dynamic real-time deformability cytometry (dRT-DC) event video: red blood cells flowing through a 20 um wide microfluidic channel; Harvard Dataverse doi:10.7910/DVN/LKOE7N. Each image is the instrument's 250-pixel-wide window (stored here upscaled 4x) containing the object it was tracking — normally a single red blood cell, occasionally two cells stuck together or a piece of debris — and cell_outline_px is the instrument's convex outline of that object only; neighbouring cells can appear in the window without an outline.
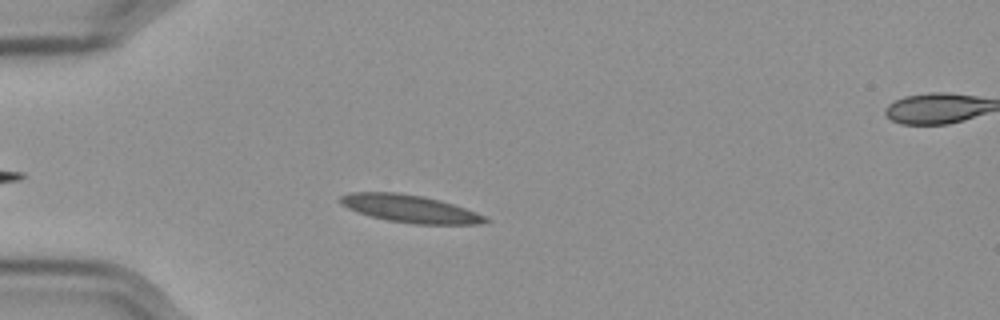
{"species": "Egyptian fruit bat (a non-hibernating species)", "species_latin": "Rousettus aegyptiacus", "temperature_condition": "cold", "stored_images_in_passage": 49, "camera_frame_rate_fps": 3000, "um_per_image_px": 0.085, "frame": {"image": 1, "passage_image": 8, "time_ms": 2.333, "image_size_px": [1000, 320], "cell_outline_px": [[492, 220], [488, 224], [412, 224], [388, 220], [356, 212], [340, 204], [336, 200], [340, 196], [348, 192], [396, 192], [424, 196], [440, 200], [476, 212]], "centroid_in_image_um": [34.83, 17.74], "position_along_channel_um": 50.2, "area_um2": 23.52}}
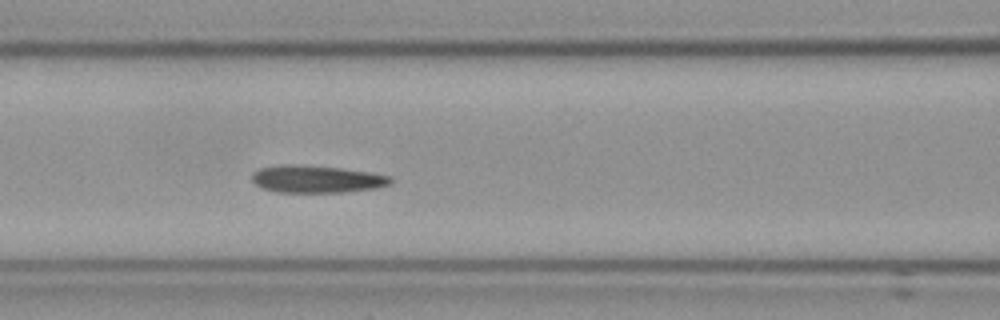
{"frame": {"image": 2, "passage_image": 17, "time_ms": 5.333, "image_size_px": [1000, 320], "cell_outline_px": [[392, 184], [376, 188], [344, 192], [276, 192], [260, 188], [252, 180], [252, 172], [260, 168], [276, 164], [296, 164], [340, 168], [372, 172], [388, 176], [392, 180]], "centroid_in_image_um": [26.87, 15.21], "position_along_channel_um": 139.7, "area_um2": 22.31}}
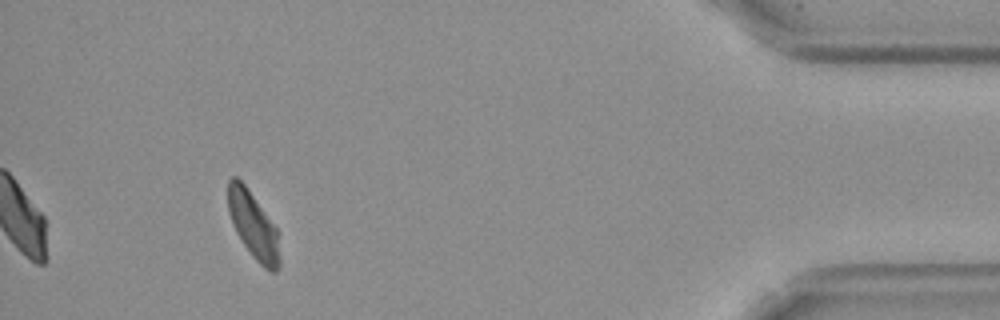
{"frame": {"image": 3, "passage_image": 45, "time_ms": 14.667, "image_size_px": [1000, 320], "cell_outline_px": [[280, 268], [276, 272], [272, 272], [264, 268], [252, 256], [236, 232], [232, 224], [228, 212], [228, 180], [232, 176], [236, 176], [244, 184], [276, 228], [280, 256]], "centroid_in_image_um": [21.52, 19.18], "position_along_channel_um": 413.7, "area_um2": 19.83}, "authors_computed_cell_mechanics": {"area_um2": 21.5594, "velocity_mm_per_s": 3.5446, "shape_relaxation_time_tau1_ms": null, "shape_relaxation_time_tau2_ms": 3.8531, "deformation_change_tau1": null, "deformation_change_tau2": 0.1001}}